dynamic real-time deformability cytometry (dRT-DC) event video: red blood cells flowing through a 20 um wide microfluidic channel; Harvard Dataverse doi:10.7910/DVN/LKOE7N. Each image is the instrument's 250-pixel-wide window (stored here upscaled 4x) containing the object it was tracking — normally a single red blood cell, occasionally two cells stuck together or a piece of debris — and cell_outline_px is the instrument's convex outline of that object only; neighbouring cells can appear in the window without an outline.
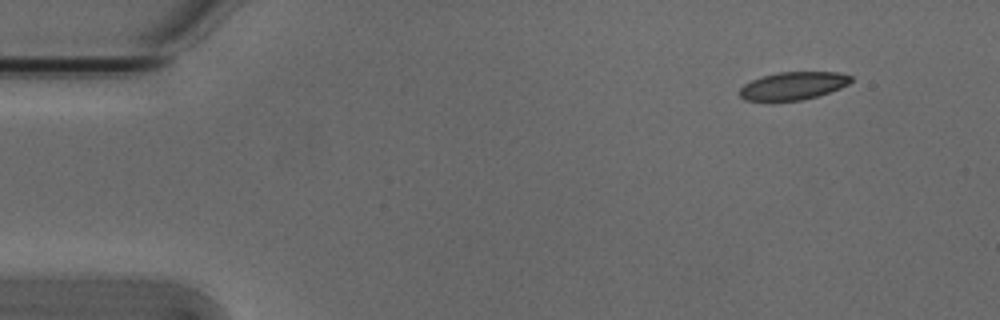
{"species": "Egyptian fruit bat (a non-hibernating species)", "species_latin": "Rousettus aegyptiacus", "temperature_condition": "cold", "stored_images_in_passage": 4, "segment_of_instrument_passage": [1, 2], "camera_frame_rate_fps": 3000, "um_per_image_px": 0.085, "animal": {"sex": "male"}, "frame": {"image": 1, "passage_image": 1, "time_ms": 0.0, "image_size_px": [1000, 320], "cell_outline_px": [[852, 80], [848, 84], [840, 88], [804, 100], [744, 100], [740, 96], [740, 88], [744, 84], [752, 80], [764, 76], [780, 72], [836, 72], [852, 76]], "centroid_in_image_um": [67.42, 7.29], "position_along_channel_um": 17.6, "area_um2": 17.74}}
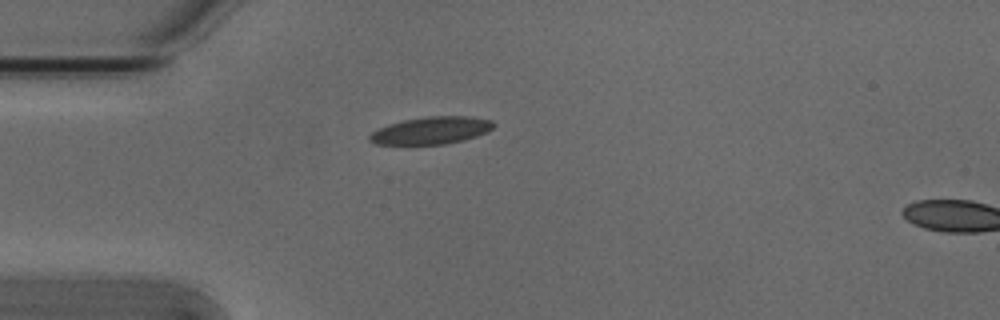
{"frame": {"image": 2, "passage_image": 3, "time_ms": 0.667, "image_size_px": [1000, 320], "cell_outline_px": [[496, 124], [488, 132], [464, 140], [444, 144], [376, 144], [368, 140], [368, 136], [372, 132], [388, 124], [404, 120], [424, 116], [468, 116], [492, 120]], "centroid_in_image_um": [36.67, 11.08], "position_along_channel_um": 48.3, "area_um2": 19.77}}